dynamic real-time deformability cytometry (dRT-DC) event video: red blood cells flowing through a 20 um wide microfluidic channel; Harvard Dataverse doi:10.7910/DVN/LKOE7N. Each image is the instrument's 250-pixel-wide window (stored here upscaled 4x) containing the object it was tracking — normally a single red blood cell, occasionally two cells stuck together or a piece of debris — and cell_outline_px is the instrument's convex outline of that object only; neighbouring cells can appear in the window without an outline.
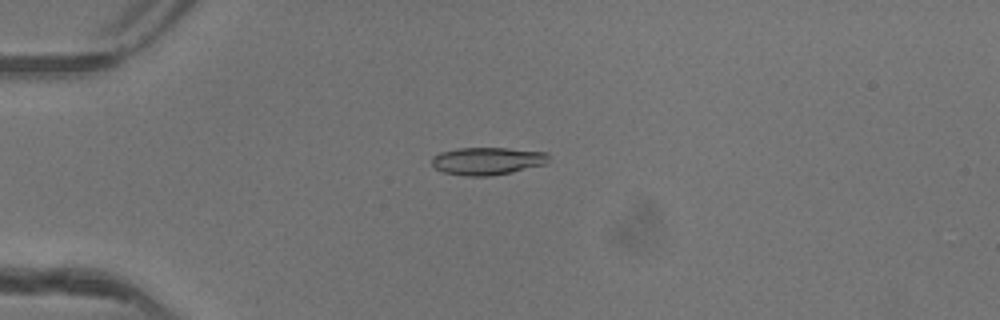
{"species": "common noctule bat (a hibernating species)", "species_latin": "Nyctalus noctula", "temperature_condition": "warm", "stored_images_in_passage": 38, "camera_frame_rate_fps": 3000, "um_per_image_px": 0.085, "animal": {"sex": "female"}, "frame": {"image": 1, "passage_image": 1, "time_ms": 0.0, "image_size_px": [1000, 320], "cell_outline_px": [[548, 160], [544, 164], [512, 172], [492, 176], [464, 176], [444, 172], [436, 168], [432, 164], [432, 156], [440, 152], [456, 148], [508, 148], [548, 152]], "centroid_in_image_um": [41.41, 13.68], "position_along_channel_um": 43.6, "area_um2": 18.84}}
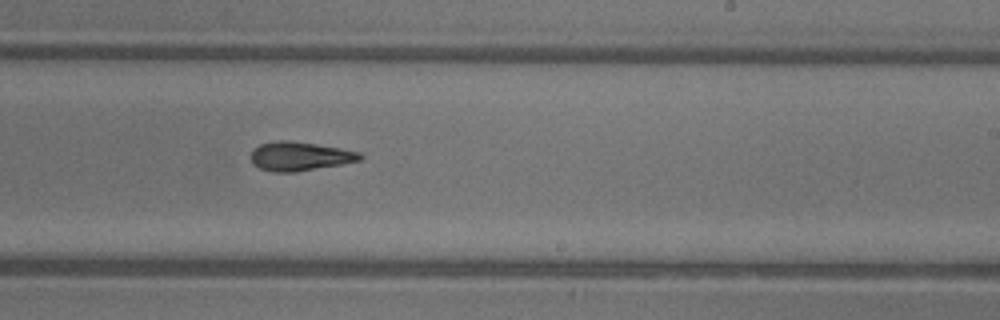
{"frame": {"image": 2, "passage_image": 19, "time_ms": 6.0, "image_size_px": [1000, 320], "cell_outline_px": [[364, 156], [360, 160], [340, 164], [296, 172], [272, 172], [260, 168], [252, 164], [248, 156], [252, 148], [260, 144], [276, 140], [288, 140], [316, 144], [340, 148], [360, 152]], "centroid_in_image_um": [25.4, 13.27], "position_along_channel_um": 263.6, "area_um2": 18.61}}
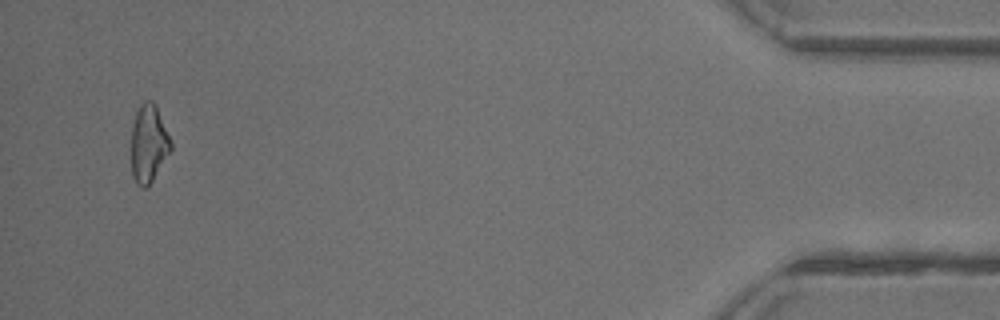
{"frame": {"image": 3, "passage_image": 36, "time_ms": 11.667, "image_size_px": [1000, 320], "cell_outline_px": [[172, 148], [152, 180], [144, 188], [136, 184], [132, 176], [132, 124], [136, 112], [140, 104], [144, 100], [152, 100], [156, 104], [172, 144]], "centroid_in_image_um": [12.62, 12.17], "position_along_channel_um": 422.6, "area_um2": 17.74}, "authors_computed_cell_mechanics": {"area_um2": 18.4093, "velocity_mm_per_s": 4.178, "shape_relaxation_time_tau1_ms": 9.756, "shape_relaxation_time_tau2_ms": 3.8387, "deformation_change_tau1": 0.23, "deformation_change_tau2": 0.1227}}